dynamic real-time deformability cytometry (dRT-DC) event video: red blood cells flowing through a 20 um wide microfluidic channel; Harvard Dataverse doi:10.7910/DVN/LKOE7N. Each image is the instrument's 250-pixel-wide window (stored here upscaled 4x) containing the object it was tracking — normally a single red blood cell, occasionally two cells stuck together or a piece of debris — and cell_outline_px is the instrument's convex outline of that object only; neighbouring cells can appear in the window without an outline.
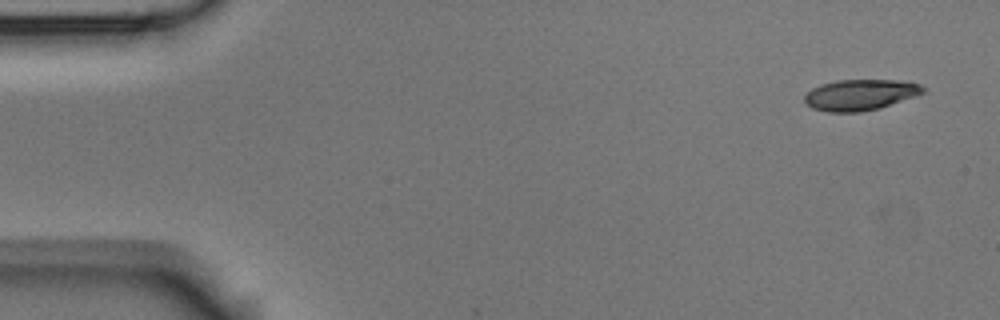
{"species": "Egyptian fruit bat (a non-hibernating species)", "species_latin": "Rousettus aegyptiacus", "temperature_condition": "room temperature", "stored_images_in_passage": 9, "camera_frame_rate_fps": 3000, "um_per_image_px": 0.085, "animal": {"sex": "male"}, "frame": {"image": 1, "passage_image": 1, "time_ms": 0.0, "image_size_px": [1000, 320], "cell_outline_px": [[924, 92], [916, 96], [880, 108], [860, 112], [828, 112], [812, 108], [804, 104], [804, 96], [812, 88], [820, 84], [836, 80], [896, 80], [920, 84], [924, 88]], "centroid_in_image_um": [73.08, 8.06], "position_along_channel_um": 11.9, "area_um2": 21.44}}
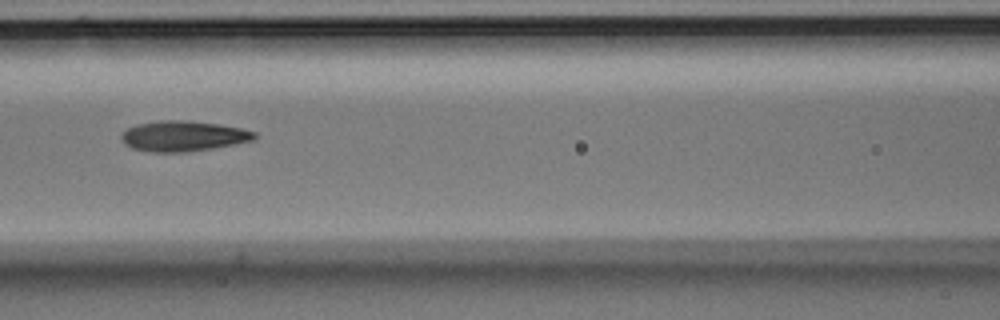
{"frame": {"image": 2, "passage_image": 7, "time_ms": 2.0, "image_size_px": [1000, 320], "cell_outline_px": [[260, 136], [256, 140], [212, 148], [188, 152], [152, 152], [132, 148], [124, 144], [120, 140], [120, 136], [128, 128], [136, 124], [160, 120], [188, 120], [220, 124], [244, 128], [256, 132]], "centroid_in_image_um": [15.62, 11.56], "position_along_channel_um": 151.0, "area_um2": 23.99}}
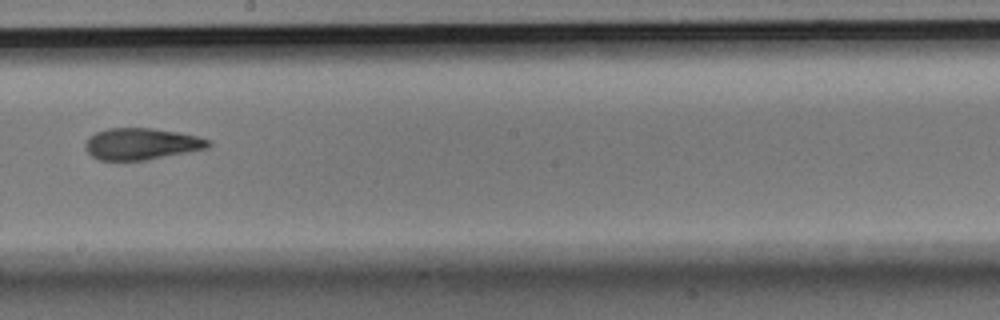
{"frame": {"image": 3, "passage_image": 9, "time_ms": 2.667, "image_size_px": [1000, 320], "cell_outline_px": [[212, 144], [208, 148], [144, 160], [100, 160], [92, 156], [88, 152], [84, 144], [88, 136], [96, 132], [108, 128], [152, 128], [176, 132], [196, 136], [212, 140]], "centroid_in_image_um": [12.01, 12.22], "position_along_channel_um": 236.2, "area_um2": 22.54}}